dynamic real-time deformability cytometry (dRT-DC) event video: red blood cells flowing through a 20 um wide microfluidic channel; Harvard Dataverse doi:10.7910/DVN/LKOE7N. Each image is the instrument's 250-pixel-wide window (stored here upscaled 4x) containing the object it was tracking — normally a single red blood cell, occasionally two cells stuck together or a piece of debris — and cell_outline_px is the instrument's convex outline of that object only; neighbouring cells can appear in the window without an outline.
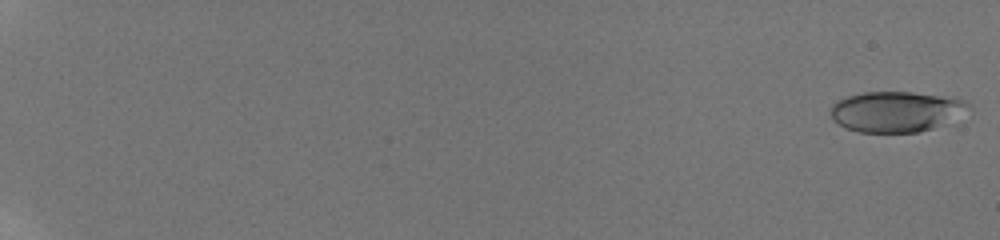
{"species": "human", "species_latin": "Homo sapiens", "temperature_condition": "room temperature", "stored_images_in_passage": 31, "camera_frame_rate_fps": 3000, "um_per_image_px": 0.085, "donor": {"sex": "male"}, "frame": {"image": 1, "passage_image": 1, "time_ms": 0.0, "image_size_px": [1000, 240], "cell_outline_px": [[972, 108], [932, 128], [920, 132], [860, 132], [844, 128], [832, 120], [828, 112], [832, 104], [836, 100], [848, 96], [864, 92], [912, 92], [952, 96], [964, 100], [972, 104]], "centroid_in_image_um": [76.12, 9.47], "position_along_channel_um": 8.9, "area_um2": 32.83}}
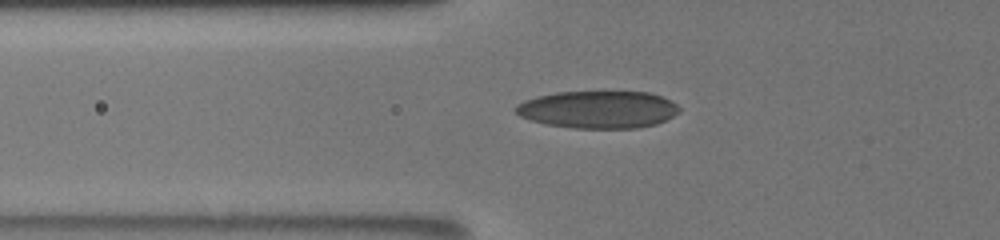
{"frame": {"image": 2, "passage_image": 26, "time_ms": 8.0, "image_size_px": [1000, 240], "cell_outline_px": [[680, 112], [656, 124], [636, 128], [576, 128], [548, 124], [532, 120], [520, 116], [512, 108], [516, 104], [524, 100], [536, 96], [556, 92], [648, 92], [660, 96], [676, 104], [680, 108]], "centroid_in_image_um": [50.81, 9.3], "position_along_channel_um": 75.0, "area_um2": 35.49}}
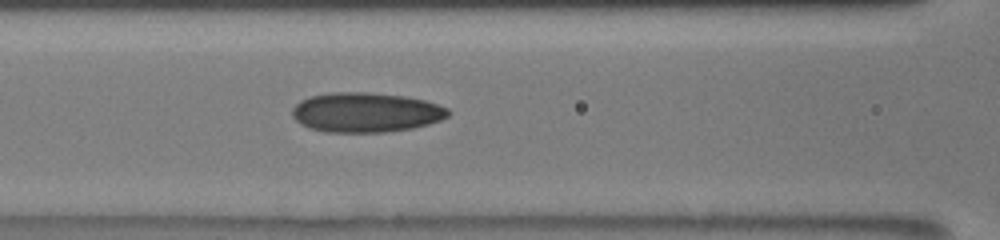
{"frame": {"image": 3, "passage_image": 31, "time_ms": 9.667, "image_size_px": [1000, 240], "cell_outline_px": [[452, 112], [448, 116], [440, 120], [428, 124], [412, 128], [384, 132], [324, 132], [308, 128], [300, 124], [292, 116], [292, 108], [300, 100], [308, 96], [332, 92], [368, 92], [404, 96], [424, 100], [448, 108]], "centroid_in_image_um": [31.06, 9.55], "position_along_channel_um": 135.5, "area_um2": 36.3}}